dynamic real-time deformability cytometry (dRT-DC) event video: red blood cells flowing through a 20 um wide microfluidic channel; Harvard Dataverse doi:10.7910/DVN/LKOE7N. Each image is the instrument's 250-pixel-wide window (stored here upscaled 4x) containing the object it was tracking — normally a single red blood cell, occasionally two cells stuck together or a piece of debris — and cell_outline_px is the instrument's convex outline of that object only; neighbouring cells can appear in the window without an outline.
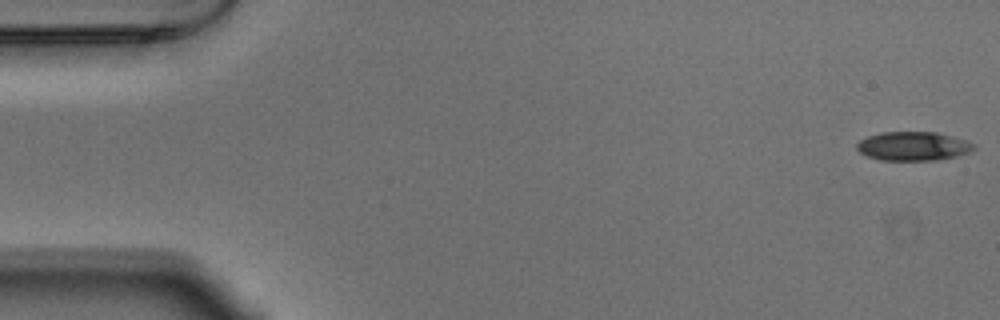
{"species": "Egyptian fruit bat (a non-hibernating species)", "species_latin": "Rousettus aegyptiacus", "temperature_condition": "warm", "stored_images_in_passage": 54, "camera_frame_rate_fps": 3000, "um_per_image_px": 0.085, "animal": {"sex": "male"}, "frame": {"image": 1, "passage_image": 1, "time_ms": 0.0, "image_size_px": [1000, 320], "cell_outline_px": [[976, 148], [972, 152], [956, 156], [936, 160], [880, 160], [868, 156], [860, 152], [856, 148], [856, 144], [860, 140], [868, 136], [880, 132], [936, 132], [968, 140], [976, 144]], "centroid_in_image_um": [77.66, 12.42], "position_along_channel_um": 7.3, "area_um2": 19.88}}
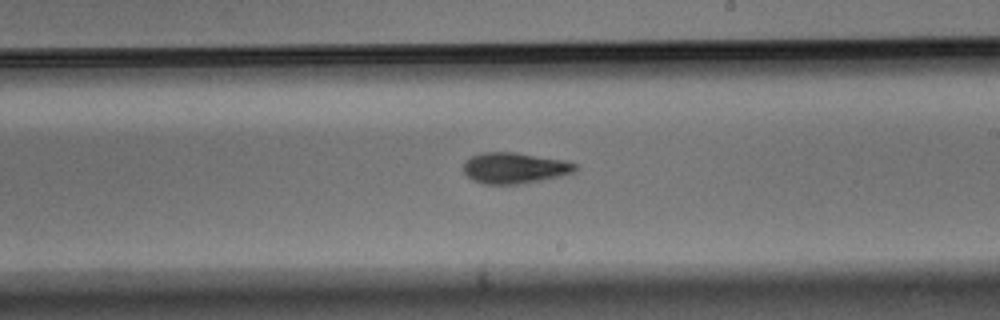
{"frame": {"image": 2, "passage_image": 31, "time_ms": 10.0, "image_size_px": [1000, 320], "cell_outline_px": [[580, 168], [572, 172], [540, 180], [516, 184], [484, 184], [472, 180], [464, 172], [464, 164], [472, 156], [484, 152], [516, 152], [564, 160], [580, 164]], "centroid_in_image_um": [43.76, 14.27], "position_along_channel_um": 245.2, "area_um2": 20.0}}
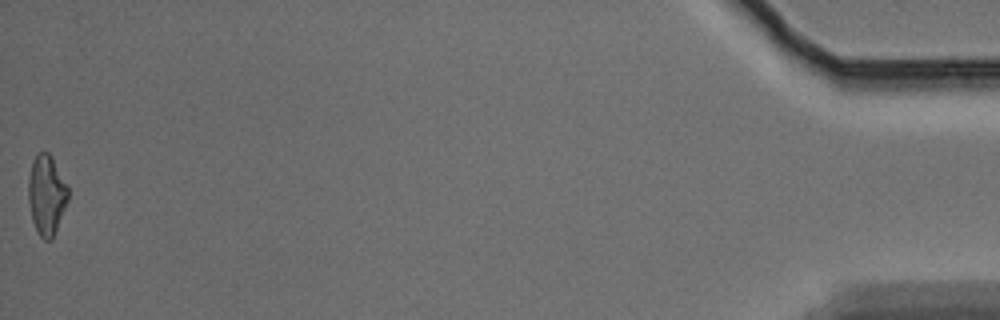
{"frame": {"image": 3, "passage_image": 54, "time_ms": 17.667, "image_size_px": [1000, 320], "cell_outline_px": [[68, 200], [52, 240], [44, 240], [40, 236], [32, 220], [28, 200], [28, 176], [32, 160], [40, 152], [48, 152], [52, 156], [68, 184]], "centroid_in_image_um": [3.96, 16.54], "position_along_channel_um": 431.2, "area_um2": 18.67}, "authors_computed_cell_mechanics": {"area_um2": 19.941, "velocity_mm_per_s": 3.7185, "shape_relaxation_time_tau1_ms": 6.3493, "shape_relaxation_time_tau2_ms": 3.0359, "deformation_change_tau1": 0.1887, "deformation_change_tau2": 0.1189}}